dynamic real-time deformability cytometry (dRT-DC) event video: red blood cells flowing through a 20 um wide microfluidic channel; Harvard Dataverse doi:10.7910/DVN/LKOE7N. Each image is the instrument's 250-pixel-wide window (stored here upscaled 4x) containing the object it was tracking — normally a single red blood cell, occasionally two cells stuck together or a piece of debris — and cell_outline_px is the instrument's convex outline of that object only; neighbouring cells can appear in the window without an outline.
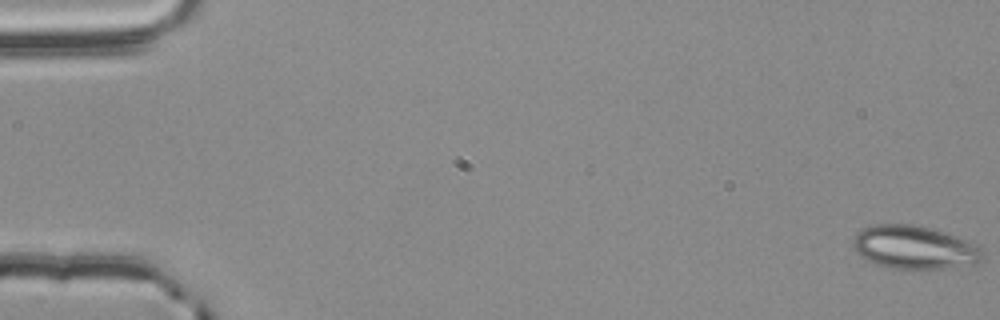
{"species": "common noctule bat (a hibernating species)", "species_latin": "Nyctalus noctula", "temperature_condition": "room temperature", "stored_images_in_passage": 30, "camera_frame_rate_fps": 3000, "um_per_image_px": 0.085, "animal": {"sex": "male", "body_mass_g": 20.4}, "frame": {"image": 1, "passage_image": 1, "time_ms": 0.0, "image_size_px": [1000, 320], "cell_outline_px": [[984, 256], [976, 264], [904, 272], [884, 268], [860, 256], [856, 252], [852, 244], [852, 240], [856, 232], [872, 224], [912, 224], [944, 232], [956, 236], [976, 244], [984, 252]], "centroid_in_image_um": [77.68, 21.06], "position_along_channel_um": 7.3, "area_um2": 33.47}}
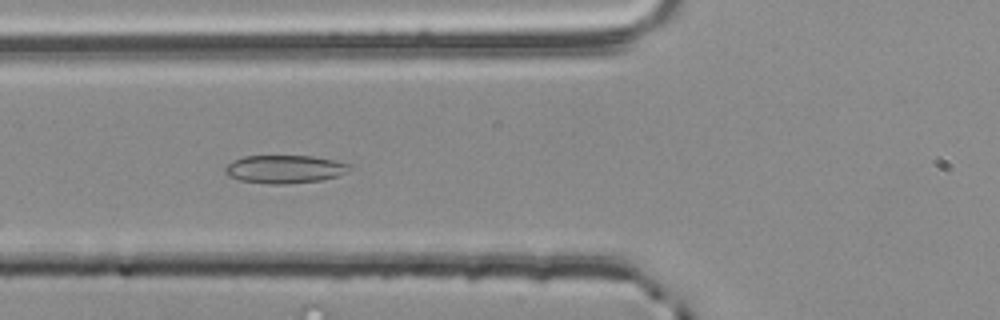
{"frame": {"image": 2, "passage_image": 22, "time_ms": 7.0, "image_size_px": [1000, 320], "cell_outline_px": [[352, 168], [336, 176], [320, 180], [284, 184], [264, 184], [240, 180], [228, 176], [224, 172], [224, 168], [232, 160], [244, 156], [312, 156], [332, 160], [348, 164]], "centroid_in_image_um": [24.12, 14.38], "position_along_channel_um": 101.7, "area_um2": 20.23}}